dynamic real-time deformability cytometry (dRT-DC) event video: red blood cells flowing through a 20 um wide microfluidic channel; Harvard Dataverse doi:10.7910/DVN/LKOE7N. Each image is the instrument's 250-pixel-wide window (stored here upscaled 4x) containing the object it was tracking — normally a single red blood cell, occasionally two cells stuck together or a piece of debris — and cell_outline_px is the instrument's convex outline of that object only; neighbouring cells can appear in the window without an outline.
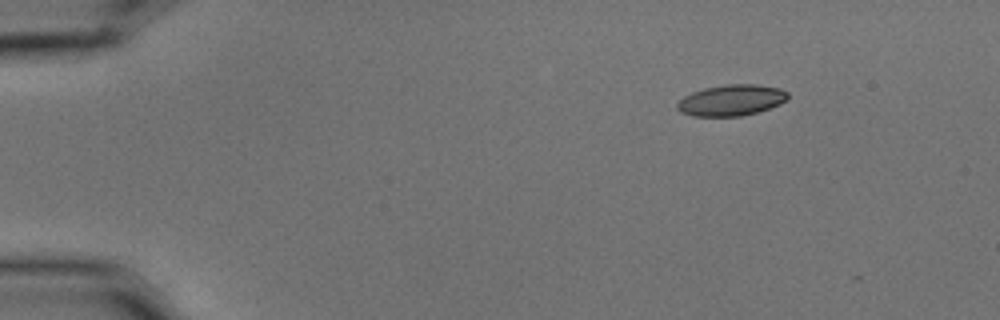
{"species": "common noctule bat (a hibernating species)", "species_latin": "Nyctalus noctula", "temperature_condition": "cold", "stored_images_in_passage": 3, "camera_frame_rate_fps": 3000, "um_per_image_px": 0.085, "animal": {"sex": "male", "body_mass_g": 15.6}, "frame": {"image": 1, "passage_image": 1, "time_ms": 0.0, "image_size_px": [1000, 320], "cell_outline_px": [[788, 100], [780, 104], [756, 112], [740, 116], [692, 116], [680, 112], [676, 108], [676, 104], [684, 96], [692, 92], [704, 88], [724, 84], [756, 84], [780, 88], [788, 92]], "centroid_in_image_um": [62.15, 8.51], "position_along_channel_um": 22.8, "area_um2": 20.11}}